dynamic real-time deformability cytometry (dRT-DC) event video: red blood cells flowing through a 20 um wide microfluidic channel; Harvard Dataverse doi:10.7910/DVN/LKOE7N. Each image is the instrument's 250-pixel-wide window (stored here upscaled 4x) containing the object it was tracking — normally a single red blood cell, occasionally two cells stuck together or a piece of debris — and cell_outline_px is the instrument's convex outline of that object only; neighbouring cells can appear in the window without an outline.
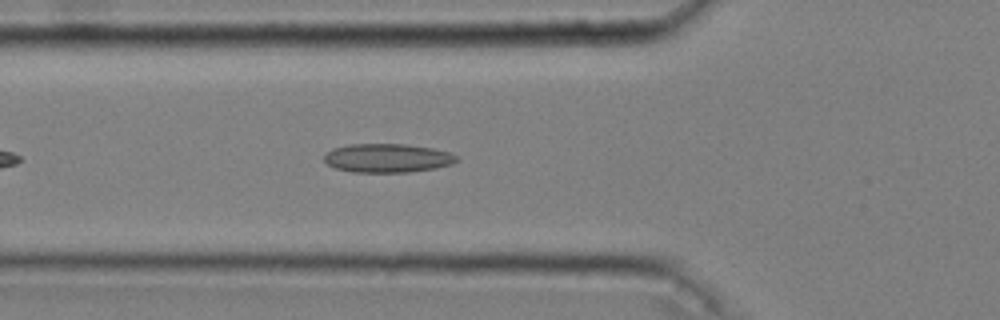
{"species": "common noctule bat (a hibernating species)", "species_latin": "Nyctalus noctula", "temperature_condition": "cold", "stored_images_in_passage": 40, "camera_frame_rate_fps": 3000, "um_per_image_px": 0.085, "animal": {"sex": "male", "body_mass_g": 20.4}, "frame": {"image": 1, "passage_image": 7, "time_ms": 2.0, "image_size_px": [1000, 320], "cell_outline_px": [[460, 160], [452, 164], [436, 168], [408, 172], [352, 172], [336, 168], [328, 164], [324, 160], [324, 156], [332, 148], [348, 144], [404, 144], [432, 148], [448, 152], [456, 156]], "centroid_in_image_um": [32.93, 13.43], "position_along_channel_um": 92.9, "area_um2": 22.2}}
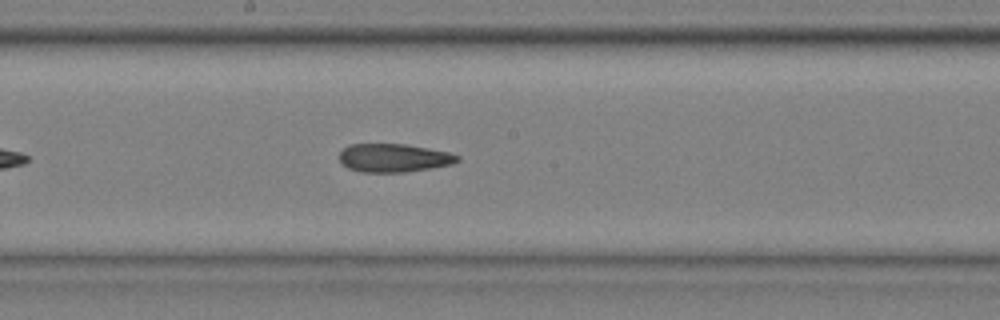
{"frame": {"image": 2, "passage_image": 17, "time_ms": 5.333, "image_size_px": [1000, 320], "cell_outline_px": [[460, 160], [452, 164], [404, 172], [360, 172], [348, 168], [340, 160], [340, 152], [348, 144], [404, 144], [428, 148], [448, 152], [460, 156]], "centroid_in_image_um": [33.46, 13.42], "position_along_channel_um": 214.7, "area_um2": 19.36}}
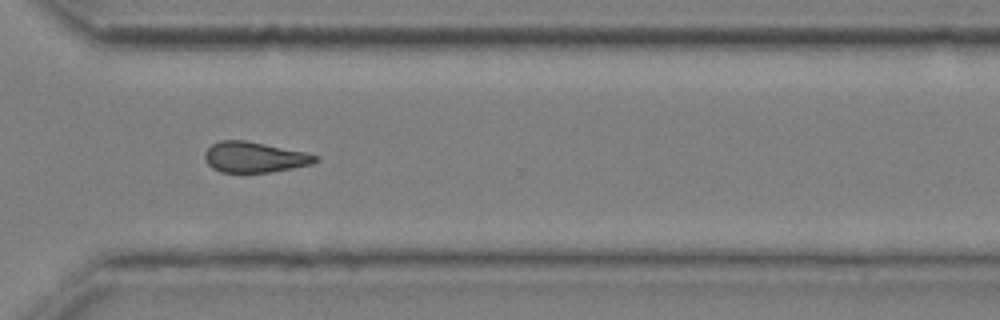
{"frame": {"image": 3, "passage_image": 28, "time_ms": 9.0, "image_size_px": [1000, 320], "cell_outline_px": [[320, 160], [312, 164], [272, 172], [220, 172], [212, 168], [208, 164], [204, 156], [204, 152], [212, 144], [220, 140], [248, 140], [304, 152], [320, 156]], "centroid_in_image_um": [21.64, 13.35], "position_along_channel_um": 349.0, "area_um2": 19.83}, "authors_computed_cell_mechanics": {"area_um2": 19.9988, "velocity_mm_per_s": 3.6514, "shape_relaxation_time_tau1_ms": null, "shape_relaxation_time_tau2_ms": 7.2555, "deformation_change_tau1": null, "deformation_change_tau2": 0.1666}}